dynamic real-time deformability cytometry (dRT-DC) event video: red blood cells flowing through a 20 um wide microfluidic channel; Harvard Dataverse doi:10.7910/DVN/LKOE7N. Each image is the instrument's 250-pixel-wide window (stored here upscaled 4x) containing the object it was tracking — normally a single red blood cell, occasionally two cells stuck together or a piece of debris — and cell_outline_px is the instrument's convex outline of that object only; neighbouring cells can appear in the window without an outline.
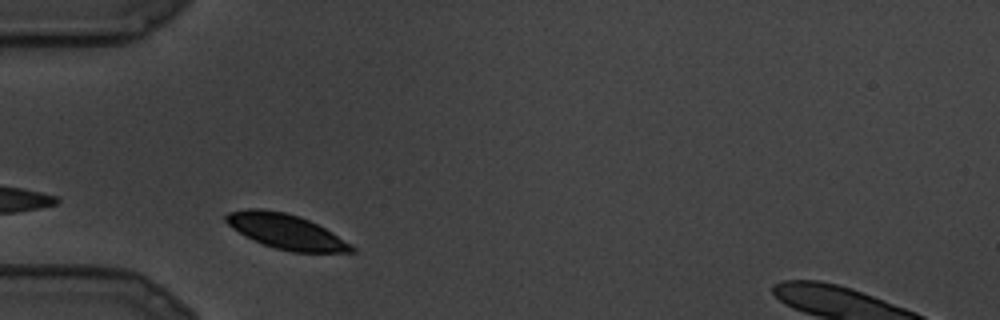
{"species": "common noctule bat (a hibernating species)", "species_latin": "Nyctalus noctula", "temperature_condition": "cold", "stored_images_in_passage": 4, "camera_frame_rate_fps": 3000, "um_per_image_px": 0.085, "animal": {"sex": "male", "body_mass_g": 19.5, "forearm_length_mm": 54.6}, "frame": {"image": 1, "passage_image": 2, "time_ms": 0.333, "image_size_px": [1000, 320], "cell_outline_px": [[356, 252], [292, 252], [276, 248], [264, 244], [240, 232], [228, 224], [224, 220], [224, 216], [228, 212], [248, 208], [260, 208], [284, 212], [300, 216], [332, 232], [352, 244], [356, 248]], "centroid_in_image_um": [24.34, 19.67], "position_along_channel_um": 60.7, "area_um2": 25.2}}